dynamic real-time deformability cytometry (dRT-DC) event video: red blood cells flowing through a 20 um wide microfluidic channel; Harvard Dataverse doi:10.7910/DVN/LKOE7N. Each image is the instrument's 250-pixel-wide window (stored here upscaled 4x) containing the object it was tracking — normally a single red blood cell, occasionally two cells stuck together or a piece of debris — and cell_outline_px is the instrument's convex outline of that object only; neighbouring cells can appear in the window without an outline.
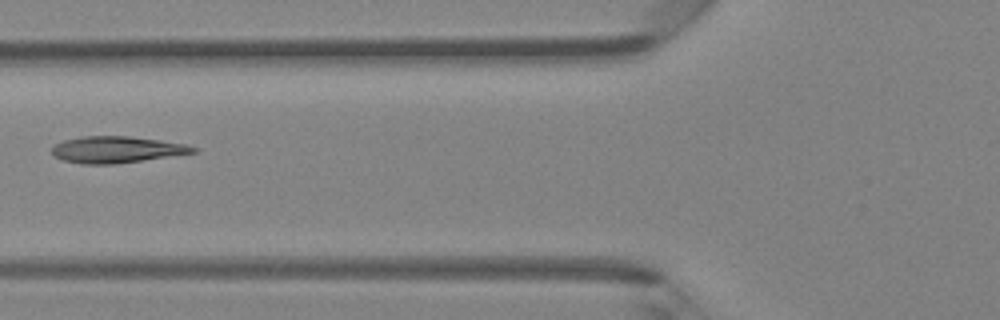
{"species": "Egyptian fruit bat (a non-hibernating species)", "species_latin": "Rousettus aegyptiacus", "temperature_condition": "room temperature", "stored_images_in_passage": 3, "camera_frame_rate_fps": 3000, "um_per_image_px": 0.085, "animal": {"sex": "female"}, "frame": {"image": 1, "passage_image": 2, "time_ms": 0.333, "image_size_px": [1000, 320], "cell_outline_px": [[196, 152], [112, 164], [80, 164], [64, 160], [56, 156], [52, 152], [52, 148], [56, 144], [64, 140], [80, 136], [128, 136], [160, 140], [184, 144], [196, 148]], "centroid_in_image_um": [9.86, 12.7], "position_along_channel_um": 115.9, "area_um2": 21.39}}
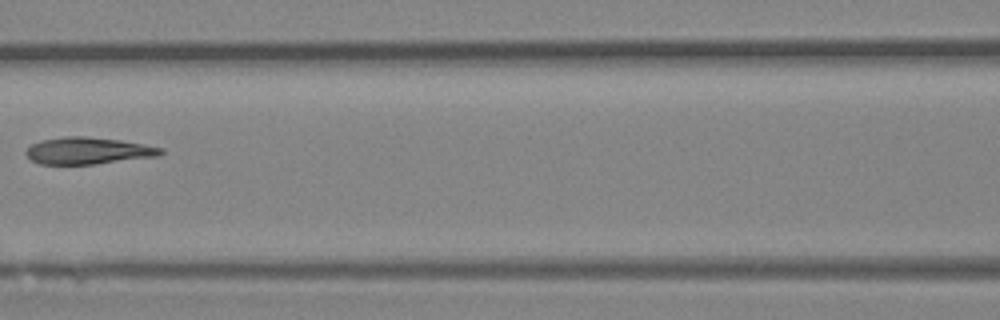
{"frame": {"image": 2, "passage_image": 3, "time_ms": 0.667, "image_size_px": [1000, 320], "cell_outline_px": [[164, 152], [160, 156], [96, 164], [40, 164], [32, 160], [24, 152], [32, 144], [40, 140], [64, 136], [84, 136], [120, 140], [144, 144], [164, 148]], "centroid_in_image_um": [7.52, 12.81], "position_along_channel_um": 159.1, "area_um2": 21.21}}